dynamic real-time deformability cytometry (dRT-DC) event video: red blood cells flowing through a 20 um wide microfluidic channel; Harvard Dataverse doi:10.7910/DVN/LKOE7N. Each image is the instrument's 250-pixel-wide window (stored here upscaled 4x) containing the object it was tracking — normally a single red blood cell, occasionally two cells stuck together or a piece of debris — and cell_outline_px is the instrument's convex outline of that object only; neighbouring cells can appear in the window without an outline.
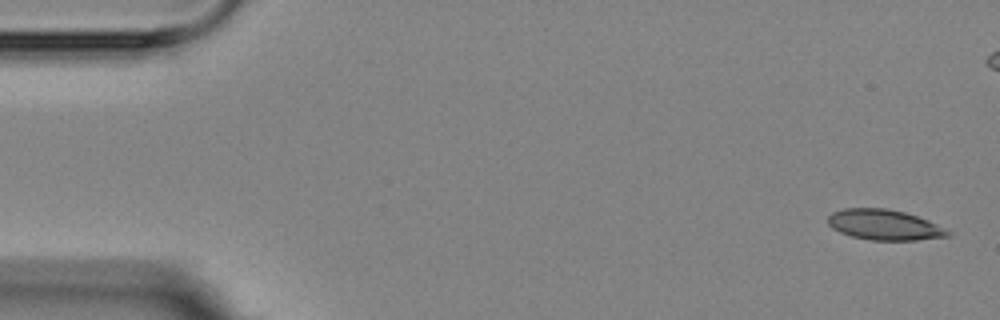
{"species": "Egyptian fruit bat (a non-hibernating species)", "species_latin": "Rousettus aegyptiacus", "temperature_condition": "room temperature", "stored_images_in_passage": 4, "camera_frame_rate_fps": 3000, "um_per_image_px": 0.085, "animal": {"sex": "female"}, "frame": {"image": 1, "passage_image": 1, "time_ms": 0.0, "image_size_px": [1000, 320], "cell_outline_px": [[952, 236], [916, 240], [872, 240], [852, 236], [840, 232], [832, 228], [828, 224], [828, 216], [832, 212], [844, 208], [888, 208], [904, 212], [928, 220], [952, 232]], "centroid_in_image_um": [75.17, 19.11], "position_along_channel_um": 9.8, "area_um2": 21.27}}